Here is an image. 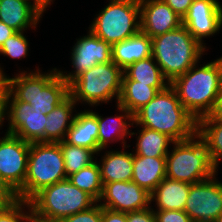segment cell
I'll return each mask as SVG.
<instances>
[{
    "label": "cell",
    "instance_id": "cell-37",
    "mask_svg": "<svg viewBox=\"0 0 222 222\" xmlns=\"http://www.w3.org/2000/svg\"><path fill=\"white\" fill-rule=\"evenodd\" d=\"M172 10L179 15L182 19L188 13L190 5L193 3V0H162Z\"/></svg>",
    "mask_w": 222,
    "mask_h": 222
},
{
    "label": "cell",
    "instance_id": "cell-9",
    "mask_svg": "<svg viewBox=\"0 0 222 222\" xmlns=\"http://www.w3.org/2000/svg\"><path fill=\"white\" fill-rule=\"evenodd\" d=\"M89 29L111 46L132 37L140 31L139 0H110Z\"/></svg>",
    "mask_w": 222,
    "mask_h": 222
},
{
    "label": "cell",
    "instance_id": "cell-43",
    "mask_svg": "<svg viewBox=\"0 0 222 222\" xmlns=\"http://www.w3.org/2000/svg\"><path fill=\"white\" fill-rule=\"evenodd\" d=\"M215 64L218 67L219 70V76H220V82L222 84V56L216 60H214Z\"/></svg>",
    "mask_w": 222,
    "mask_h": 222
},
{
    "label": "cell",
    "instance_id": "cell-13",
    "mask_svg": "<svg viewBox=\"0 0 222 222\" xmlns=\"http://www.w3.org/2000/svg\"><path fill=\"white\" fill-rule=\"evenodd\" d=\"M71 60L74 73L58 71L61 77L70 84L79 74L99 63L112 62V46L94 35L90 30L84 37L77 39L72 47ZM76 69V70H75Z\"/></svg>",
    "mask_w": 222,
    "mask_h": 222
},
{
    "label": "cell",
    "instance_id": "cell-1",
    "mask_svg": "<svg viewBox=\"0 0 222 222\" xmlns=\"http://www.w3.org/2000/svg\"><path fill=\"white\" fill-rule=\"evenodd\" d=\"M133 123L164 133L174 141L196 135L197 120L185 109L168 85L133 115Z\"/></svg>",
    "mask_w": 222,
    "mask_h": 222
},
{
    "label": "cell",
    "instance_id": "cell-6",
    "mask_svg": "<svg viewBox=\"0 0 222 222\" xmlns=\"http://www.w3.org/2000/svg\"><path fill=\"white\" fill-rule=\"evenodd\" d=\"M173 144V150L166 156V177L195 184L218 173L211 163L204 141L197 134Z\"/></svg>",
    "mask_w": 222,
    "mask_h": 222
},
{
    "label": "cell",
    "instance_id": "cell-30",
    "mask_svg": "<svg viewBox=\"0 0 222 222\" xmlns=\"http://www.w3.org/2000/svg\"><path fill=\"white\" fill-rule=\"evenodd\" d=\"M63 154L65 173L67 178L95 162L93 150L85 147L74 146L65 141L58 142Z\"/></svg>",
    "mask_w": 222,
    "mask_h": 222
},
{
    "label": "cell",
    "instance_id": "cell-20",
    "mask_svg": "<svg viewBox=\"0 0 222 222\" xmlns=\"http://www.w3.org/2000/svg\"><path fill=\"white\" fill-rule=\"evenodd\" d=\"M117 110L121 111V115H117L116 117L110 116L107 118H103L97 113V121L99 126L98 131V146L101 150L107 148L108 142L113 143L114 141H121L124 148H126L127 145L124 142V138L127 135H135L137 133L130 132L129 128L130 125L132 126L133 123V115L124 107L117 105ZM127 120V122H126ZM129 120V121H128ZM132 122V124L130 123ZM111 141V142H110Z\"/></svg>",
    "mask_w": 222,
    "mask_h": 222
},
{
    "label": "cell",
    "instance_id": "cell-11",
    "mask_svg": "<svg viewBox=\"0 0 222 222\" xmlns=\"http://www.w3.org/2000/svg\"><path fill=\"white\" fill-rule=\"evenodd\" d=\"M30 143L12 134L0 138V176L17 193L27 175Z\"/></svg>",
    "mask_w": 222,
    "mask_h": 222
},
{
    "label": "cell",
    "instance_id": "cell-45",
    "mask_svg": "<svg viewBox=\"0 0 222 222\" xmlns=\"http://www.w3.org/2000/svg\"><path fill=\"white\" fill-rule=\"evenodd\" d=\"M5 73L3 72L2 68L0 67V87L5 83Z\"/></svg>",
    "mask_w": 222,
    "mask_h": 222
},
{
    "label": "cell",
    "instance_id": "cell-41",
    "mask_svg": "<svg viewBox=\"0 0 222 222\" xmlns=\"http://www.w3.org/2000/svg\"><path fill=\"white\" fill-rule=\"evenodd\" d=\"M211 116L222 120V84L218 94L217 102Z\"/></svg>",
    "mask_w": 222,
    "mask_h": 222
},
{
    "label": "cell",
    "instance_id": "cell-19",
    "mask_svg": "<svg viewBox=\"0 0 222 222\" xmlns=\"http://www.w3.org/2000/svg\"><path fill=\"white\" fill-rule=\"evenodd\" d=\"M112 61L122 70L130 64L152 56V40L141 30L132 37L112 45Z\"/></svg>",
    "mask_w": 222,
    "mask_h": 222
},
{
    "label": "cell",
    "instance_id": "cell-27",
    "mask_svg": "<svg viewBox=\"0 0 222 222\" xmlns=\"http://www.w3.org/2000/svg\"><path fill=\"white\" fill-rule=\"evenodd\" d=\"M141 128L134 154L149 158H166L169 144L175 141L164 133L146 127Z\"/></svg>",
    "mask_w": 222,
    "mask_h": 222
},
{
    "label": "cell",
    "instance_id": "cell-39",
    "mask_svg": "<svg viewBox=\"0 0 222 222\" xmlns=\"http://www.w3.org/2000/svg\"><path fill=\"white\" fill-rule=\"evenodd\" d=\"M102 222H127L126 213L102 207Z\"/></svg>",
    "mask_w": 222,
    "mask_h": 222
},
{
    "label": "cell",
    "instance_id": "cell-24",
    "mask_svg": "<svg viewBox=\"0 0 222 222\" xmlns=\"http://www.w3.org/2000/svg\"><path fill=\"white\" fill-rule=\"evenodd\" d=\"M76 102L69 94L49 114L45 123V142L64 141L67 131L72 126L75 115L72 112Z\"/></svg>",
    "mask_w": 222,
    "mask_h": 222
},
{
    "label": "cell",
    "instance_id": "cell-32",
    "mask_svg": "<svg viewBox=\"0 0 222 222\" xmlns=\"http://www.w3.org/2000/svg\"><path fill=\"white\" fill-rule=\"evenodd\" d=\"M24 206H26L28 211L24 210ZM31 211L29 201L18 200L12 205L0 208V222H24L25 217Z\"/></svg>",
    "mask_w": 222,
    "mask_h": 222
},
{
    "label": "cell",
    "instance_id": "cell-7",
    "mask_svg": "<svg viewBox=\"0 0 222 222\" xmlns=\"http://www.w3.org/2000/svg\"><path fill=\"white\" fill-rule=\"evenodd\" d=\"M29 203L37 216L59 221L91 208L97 201L65 179L42 188L29 200Z\"/></svg>",
    "mask_w": 222,
    "mask_h": 222
},
{
    "label": "cell",
    "instance_id": "cell-42",
    "mask_svg": "<svg viewBox=\"0 0 222 222\" xmlns=\"http://www.w3.org/2000/svg\"><path fill=\"white\" fill-rule=\"evenodd\" d=\"M24 222H58L50 219H45L37 216L33 211H31L26 217Z\"/></svg>",
    "mask_w": 222,
    "mask_h": 222
},
{
    "label": "cell",
    "instance_id": "cell-29",
    "mask_svg": "<svg viewBox=\"0 0 222 222\" xmlns=\"http://www.w3.org/2000/svg\"><path fill=\"white\" fill-rule=\"evenodd\" d=\"M68 180L80 190L91 195L97 202L100 201L103 192V183L97 161L70 175Z\"/></svg>",
    "mask_w": 222,
    "mask_h": 222
},
{
    "label": "cell",
    "instance_id": "cell-22",
    "mask_svg": "<svg viewBox=\"0 0 222 222\" xmlns=\"http://www.w3.org/2000/svg\"><path fill=\"white\" fill-rule=\"evenodd\" d=\"M190 187V183L165 177L150 194V201L156 202V210L184 211Z\"/></svg>",
    "mask_w": 222,
    "mask_h": 222
},
{
    "label": "cell",
    "instance_id": "cell-33",
    "mask_svg": "<svg viewBox=\"0 0 222 222\" xmlns=\"http://www.w3.org/2000/svg\"><path fill=\"white\" fill-rule=\"evenodd\" d=\"M58 222H102V206L97 202L91 208L62 218Z\"/></svg>",
    "mask_w": 222,
    "mask_h": 222
},
{
    "label": "cell",
    "instance_id": "cell-17",
    "mask_svg": "<svg viewBox=\"0 0 222 222\" xmlns=\"http://www.w3.org/2000/svg\"><path fill=\"white\" fill-rule=\"evenodd\" d=\"M31 1L0 0V21L16 32H24L28 27L36 28L46 10L36 0Z\"/></svg>",
    "mask_w": 222,
    "mask_h": 222
},
{
    "label": "cell",
    "instance_id": "cell-35",
    "mask_svg": "<svg viewBox=\"0 0 222 222\" xmlns=\"http://www.w3.org/2000/svg\"><path fill=\"white\" fill-rule=\"evenodd\" d=\"M18 200L17 193L0 176V208L12 205Z\"/></svg>",
    "mask_w": 222,
    "mask_h": 222
},
{
    "label": "cell",
    "instance_id": "cell-16",
    "mask_svg": "<svg viewBox=\"0 0 222 222\" xmlns=\"http://www.w3.org/2000/svg\"><path fill=\"white\" fill-rule=\"evenodd\" d=\"M140 30L150 38L182 25V18L162 0H139Z\"/></svg>",
    "mask_w": 222,
    "mask_h": 222
},
{
    "label": "cell",
    "instance_id": "cell-46",
    "mask_svg": "<svg viewBox=\"0 0 222 222\" xmlns=\"http://www.w3.org/2000/svg\"><path fill=\"white\" fill-rule=\"evenodd\" d=\"M215 222H222V213H221L220 216L216 219Z\"/></svg>",
    "mask_w": 222,
    "mask_h": 222
},
{
    "label": "cell",
    "instance_id": "cell-21",
    "mask_svg": "<svg viewBox=\"0 0 222 222\" xmlns=\"http://www.w3.org/2000/svg\"><path fill=\"white\" fill-rule=\"evenodd\" d=\"M165 177L166 158H149L134 154L132 182L151 194Z\"/></svg>",
    "mask_w": 222,
    "mask_h": 222
},
{
    "label": "cell",
    "instance_id": "cell-12",
    "mask_svg": "<svg viewBox=\"0 0 222 222\" xmlns=\"http://www.w3.org/2000/svg\"><path fill=\"white\" fill-rule=\"evenodd\" d=\"M6 134H12L26 142H45L47 115L33 110L31 104L23 101H8Z\"/></svg>",
    "mask_w": 222,
    "mask_h": 222
},
{
    "label": "cell",
    "instance_id": "cell-34",
    "mask_svg": "<svg viewBox=\"0 0 222 222\" xmlns=\"http://www.w3.org/2000/svg\"><path fill=\"white\" fill-rule=\"evenodd\" d=\"M156 222H193L185 211L153 210Z\"/></svg>",
    "mask_w": 222,
    "mask_h": 222
},
{
    "label": "cell",
    "instance_id": "cell-44",
    "mask_svg": "<svg viewBox=\"0 0 222 222\" xmlns=\"http://www.w3.org/2000/svg\"><path fill=\"white\" fill-rule=\"evenodd\" d=\"M36 1L46 10V8L51 5V2L53 0H36Z\"/></svg>",
    "mask_w": 222,
    "mask_h": 222
},
{
    "label": "cell",
    "instance_id": "cell-26",
    "mask_svg": "<svg viewBox=\"0 0 222 222\" xmlns=\"http://www.w3.org/2000/svg\"><path fill=\"white\" fill-rule=\"evenodd\" d=\"M196 134L204 141L213 167L222 159V120L211 115L197 120Z\"/></svg>",
    "mask_w": 222,
    "mask_h": 222
},
{
    "label": "cell",
    "instance_id": "cell-25",
    "mask_svg": "<svg viewBox=\"0 0 222 222\" xmlns=\"http://www.w3.org/2000/svg\"><path fill=\"white\" fill-rule=\"evenodd\" d=\"M165 88H154L139 81L130 80L124 73L122 76L121 92L117 102L134 115L140 108L148 104L159 91Z\"/></svg>",
    "mask_w": 222,
    "mask_h": 222
},
{
    "label": "cell",
    "instance_id": "cell-8",
    "mask_svg": "<svg viewBox=\"0 0 222 222\" xmlns=\"http://www.w3.org/2000/svg\"><path fill=\"white\" fill-rule=\"evenodd\" d=\"M123 70L113 61L99 63L79 74L70 84L69 93L77 102L88 103L89 106L107 103L116 98L118 102Z\"/></svg>",
    "mask_w": 222,
    "mask_h": 222
},
{
    "label": "cell",
    "instance_id": "cell-36",
    "mask_svg": "<svg viewBox=\"0 0 222 222\" xmlns=\"http://www.w3.org/2000/svg\"><path fill=\"white\" fill-rule=\"evenodd\" d=\"M127 222H156L153 208L150 206L143 210L126 213Z\"/></svg>",
    "mask_w": 222,
    "mask_h": 222
},
{
    "label": "cell",
    "instance_id": "cell-31",
    "mask_svg": "<svg viewBox=\"0 0 222 222\" xmlns=\"http://www.w3.org/2000/svg\"><path fill=\"white\" fill-rule=\"evenodd\" d=\"M29 42L23 32H16L0 48V54L13 59L25 58L28 55Z\"/></svg>",
    "mask_w": 222,
    "mask_h": 222
},
{
    "label": "cell",
    "instance_id": "cell-4",
    "mask_svg": "<svg viewBox=\"0 0 222 222\" xmlns=\"http://www.w3.org/2000/svg\"><path fill=\"white\" fill-rule=\"evenodd\" d=\"M151 40L152 57L169 83L196 65L206 49L183 24Z\"/></svg>",
    "mask_w": 222,
    "mask_h": 222
},
{
    "label": "cell",
    "instance_id": "cell-40",
    "mask_svg": "<svg viewBox=\"0 0 222 222\" xmlns=\"http://www.w3.org/2000/svg\"><path fill=\"white\" fill-rule=\"evenodd\" d=\"M15 33L16 31L13 28H10L4 22L0 21V48L4 42Z\"/></svg>",
    "mask_w": 222,
    "mask_h": 222
},
{
    "label": "cell",
    "instance_id": "cell-2",
    "mask_svg": "<svg viewBox=\"0 0 222 222\" xmlns=\"http://www.w3.org/2000/svg\"><path fill=\"white\" fill-rule=\"evenodd\" d=\"M5 83L9 89L8 101L29 103L33 110L44 115L49 114L70 94L69 84L56 68L44 74L36 69L34 72H21L12 78L5 76Z\"/></svg>",
    "mask_w": 222,
    "mask_h": 222
},
{
    "label": "cell",
    "instance_id": "cell-15",
    "mask_svg": "<svg viewBox=\"0 0 222 222\" xmlns=\"http://www.w3.org/2000/svg\"><path fill=\"white\" fill-rule=\"evenodd\" d=\"M150 199V193L136 183L121 181L103 185L99 204L110 210L128 213L150 207Z\"/></svg>",
    "mask_w": 222,
    "mask_h": 222
},
{
    "label": "cell",
    "instance_id": "cell-23",
    "mask_svg": "<svg viewBox=\"0 0 222 222\" xmlns=\"http://www.w3.org/2000/svg\"><path fill=\"white\" fill-rule=\"evenodd\" d=\"M99 164L103 185L112 182H129L133 176L134 153L106 151Z\"/></svg>",
    "mask_w": 222,
    "mask_h": 222
},
{
    "label": "cell",
    "instance_id": "cell-10",
    "mask_svg": "<svg viewBox=\"0 0 222 222\" xmlns=\"http://www.w3.org/2000/svg\"><path fill=\"white\" fill-rule=\"evenodd\" d=\"M215 176L191 184L184 211L193 222H215L222 213V183Z\"/></svg>",
    "mask_w": 222,
    "mask_h": 222
},
{
    "label": "cell",
    "instance_id": "cell-18",
    "mask_svg": "<svg viewBox=\"0 0 222 222\" xmlns=\"http://www.w3.org/2000/svg\"><path fill=\"white\" fill-rule=\"evenodd\" d=\"M98 131L97 113L93 110L81 111L75 114L64 141L74 146L88 148L99 154L101 149L98 146Z\"/></svg>",
    "mask_w": 222,
    "mask_h": 222
},
{
    "label": "cell",
    "instance_id": "cell-5",
    "mask_svg": "<svg viewBox=\"0 0 222 222\" xmlns=\"http://www.w3.org/2000/svg\"><path fill=\"white\" fill-rule=\"evenodd\" d=\"M67 178L59 143H30L27 175L23 187L17 192L19 200L29 201L42 188Z\"/></svg>",
    "mask_w": 222,
    "mask_h": 222
},
{
    "label": "cell",
    "instance_id": "cell-14",
    "mask_svg": "<svg viewBox=\"0 0 222 222\" xmlns=\"http://www.w3.org/2000/svg\"><path fill=\"white\" fill-rule=\"evenodd\" d=\"M182 24L206 48L202 39L213 36L222 28V5L218 0H193Z\"/></svg>",
    "mask_w": 222,
    "mask_h": 222
},
{
    "label": "cell",
    "instance_id": "cell-38",
    "mask_svg": "<svg viewBox=\"0 0 222 222\" xmlns=\"http://www.w3.org/2000/svg\"><path fill=\"white\" fill-rule=\"evenodd\" d=\"M8 98H9V89L4 83L0 87V127H2V124L5 120V115L7 116L8 112Z\"/></svg>",
    "mask_w": 222,
    "mask_h": 222
},
{
    "label": "cell",
    "instance_id": "cell-3",
    "mask_svg": "<svg viewBox=\"0 0 222 222\" xmlns=\"http://www.w3.org/2000/svg\"><path fill=\"white\" fill-rule=\"evenodd\" d=\"M197 65L169 84L180 103L196 120L211 115L221 88L219 70L214 61L199 68Z\"/></svg>",
    "mask_w": 222,
    "mask_h": 222
},
{
    "label": "cell",
    "instance_id": "cell-28",
    "mask_svg": "<svg viewBox=\"0 0 222 222\" xmlns=\"http://www.w3.org/2000/svg\"><path fill=\"white\" fill-rule=\"evenodd\" d=\"M155 62V59L150 56L130 64L123 73L130 80L139 81L154 88H166L170 83L166 82L160 67Z\"/></svg>",
    "mask_w": 222,
    "mask_h": 222
}]
</instances>
